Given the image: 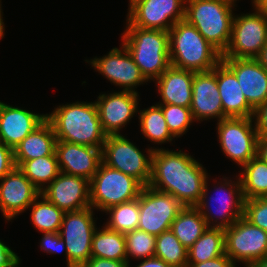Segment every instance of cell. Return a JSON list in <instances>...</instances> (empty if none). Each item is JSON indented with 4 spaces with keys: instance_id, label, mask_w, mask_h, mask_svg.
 Listing matches in <instances>:
<instances>
[{
    "instance_id": "38",
    "label": "cell",
    "mask_w": 267,
    "mask_h": 267,
    "mask_svg": "<svg viewBox=\"0 0 267 267\" xmlns=\"http://www.w3.org/2000/svg\"><path fill=\"white\" fill-rule=\"evenodd\" d=\"M40 250L47 254H61L64 251L66 257V267H68V256L65 247V242L61 238L59 232H42V238L40 239Z\"/></svg>"
},
{
    "instance_id": "21",
    "label": "cell",
    "mask_w": 267,
    "mask_h": 267,
    "mask_svg": "<svg viewBox=\"0 0 267 267\" xmlns=\"http://www.w3.org/2000/svg\"><path fill=\"white\" fill-rule=\"evenodd\" d=\"M46 120V113L12 106L0 101V141L14 148Z\"/></svg>"
},
{
    "instance_id": "48",
    "label": "cell",
    "mask_w": 267,
    "mask_h": 267,
    "mask_svg": "<svg viewBox=\"0 0 267 267\" xmlns=\"http://www.w3.org/2000/svg\"><path fill=\"white\" fill-rule=\"evenodd\" d=\"M255 6L267 14V0H255Z\"/></svg>"
},
{
    "instance_id": "44",
    "label": "cell",
    "mask_w": 267,
    "mask_h": 267,
    "mask_svg": "<svg viewBox=\"0 0 267 267\" xmlns=\"http://www.w3.org/2000/svg\"><path fill=\"white\" fill-rule=\"evenodd\" d=\"M127 267H131L130 264H127ZM135 267H171L165 263L162 259L158 257H150L142 259L140 262L135 265Z\"/></svg>"
},
{
    "instance_id": "49",
    "label": "cell",
    "mask_w": 267,
    "mask_h": 267,
    "mask_svg": "<svg viewBox=\"0 0 267 267\" xmlns=\"http://www.w3.org/2000/svg\"><path fill=\"white\" fill-rule=\"evenodd\" d=\"M252 267H267V256L257 261Z\"/></svg>"
},
{
    "instance_id": "4",
    "label": "cell",
    "mask_w": 267,
    "mask_h": 267,
    "mask_svg": "<svg viewBox=\"0 0 267 267\" xmlns=\"http://www.w3.org/2000/svg\"><path fill=\"white\" fill-rule=\"evenodd\" d=\"M223 176L218 181L217 178L212 179L214 181L211 184L212 188L209 185L210 175L207 177L201 200L196 206L208 227L226 229L243 216L245 199L240 177L237 173L235 177ZM210 192H213V196Z\"/></svg>"
},
{
    "instance_id": "1",
    "label": "cell",
    "mask_w": 267,
    "mask_h": 267,
    "mask_svg": "<svg viewBox=\"0 0 267 267\" xmlns=\"http://www.w3.org/2000/svg\"><path fill=\"white\" fill-rule=\"evenodd\" d=\"M186 151L159 148L153 150L151 179L148 186L169 193L184 207L197 206L210 173Z\"/></svg>"
},
{
    "instance_id": "9",
    "label": "cell",
    "mask_w": 267,
    "mask_h": 267,
    "mask_svg": "<svg viewBox=\"0 0 267 267\" xmlns=\"http://www.w3.org/2000/svg\"><path fill=\"white\" fill-rule=\"evenodd\" d=\"M251 13L234 14L230 43L221 59H255L266 44L267 14L252 8Z\"/></svg>"
},
{
    "instance_id": "25",
    "label": "cell",
    "mask_w": 267,
    "mask_h": 267,
    "mask_svg": "<svg viewBox=\"0 0 267 267\" xmlns=\"http://www.w3.org/2000/svg\"><path fill=\"white\" fill-rule=\"evenodd\" d=\"M56 141L52 124L46 119L14 148L15 166L18 167L23 161L56 155Z\"/></svg>"
},
{
    "instance_id": "42",
    "label": "cell",
    "mask_w": 267,
    "mask_h": 267,
    "mask_svg": "<svg viewBox=\"0 0 267 267\" xmlns=\"http://www.w3.org/2000/svg\"><path fill=\"white\" fill-rule=\"evenodd\" d=\"M187 267H238L226 254L200 263L187 264Z\"/></svg>"
},
{
    "instance_id": "2",
    "label": "cell",
    "mask_w": 267,
    "mask_h": 267,
    "mask_svg": "<svg viewBox=\"0 0 267 267\" xmlns=\"http://www.w3.org/2000/svg\"><path fill=\"white\" fill-rule=\"evenodd\" d=\"M52 124L56 139L102 149L106 139L96 102L75 101L60 104L46 113Z\"/></svg>"
},
{
    "instance_id": "37",
    "label": "cell",
    "mask_w": 267,
    "mask_h": 267,
    "mask_svg": "<svg viewBox=\"0 0 267 267\" xmlns=\"http://www.w3.org/2000/svg\"><path fill=\"white\" fill-rule=\"evenodd\" d=\"M243 217L267 232V197L244 200Z\"/></svg>"
},
{
    "instance_id": "18",
    "label": "cell",
    "mask_w": 267,
    "mask_h": 267,
    "mask_svg": "<svg viewBox=\"0 0 267 267\" xmlns=\"http://www.w3.org/2000/svg\"><path fill=\"white\" fill-rule=\"evenodd\" d=\"M190 110L195 122L228 118L223 113V106L219 94L216 78V66L205 72H194L192 83V101Z\"/></svg>"
},
{
    "instance_id": "19",
    "label": "cell",
    "mask_w": 267,
    "mask_h": 267,
    "mask_svg": "<svg viewBox=\"0 0 267 267\" xmlns=\"http://www.w3.org/2000/svg\"><path fill=\"white\" fill-rule=\"evenodd\" d=\"M90 181L63 172L40 193L64 212L79 211L90 206Z\"/></svg>"
},
{
    "instance_id": "20",
    "label": "cell",
    "mask_w": 267,
    "mask_h": 267,
    "mask_svg": "<svg viewBox=\"0 0 267 267\" xmlns=\"http://www.w3.org/2000/svg\"><path fill=\"white\" fill-rule=\"evenodd\" d=\"M55 153L60 172L91 180L102 162V149L56 141Z\"/></svg>"
},
{
    "instance_id": "10",
    "label": "cell",
    "mask_w": 267,
    "mask_h": 267,
    "mask_svg": "<svg viewBox=\"0 0 267 267\" xmlns=\"http://www.w3.org/2000/svg\"><path fill=\"white\" fill-rule=\"evenodd\" d=\"M222 153L242 168L256 156L259 135L253 117H228L216 122Z\"/></svg>"
},
{
    "instance_id": "30",
    "label": "cell",
    "mask_w": 267,
    "mask_h": 267,
    "mask_svg": "<svg viewBox=\"0 0 267 267\" xmlns=\"http://www.w3.org/2000/svg\"><path fill=\"white\" fill-rule=\"evenodd\" d=\"M238 172L245 200L267 197V163L255 156Z\"/></svg>"
},
{
    "instance_id": "26",
    "label": "cell",
    "mask_w": 267,
    "mask_h": 267,
    "mask_svg": "<svg viewBox=\"0 0 267 267\" xmlns=\"http://www.w3.org/2000/svg\"><path fill=\"white\" fill-rule=\"evenodd\" d=\"M138 122L140 133L144 139L150 141V144L159 145L174 142L175 137L168 129L165 117L162 113V108L155 104L147 108H138ZM174 140V141H173Z\"/></svg>"
},
{
    "instance_id": "6",
    "label": "cell",
    "mask_w": 267,
    "mask_h": 267,
    "mask_svg": "<svg viewBox=\"0 0 267 267\" xmlns=\"http://www.w3.org/2000/svg\"><path fill=\"white\" fill-rule=\"evenodd\" d=\"M236 9L221 0H186L184 19L223 54L230 43Z\"/></svg>"
},
{
    "instance_id": "40",
    "label": "cell",
    "mask_w": 267,
    "mask_h": 267,
    "mask_svg": "<svg viewBox=\"0 0 267 267\" xmlns=\"http://www.w3.org/2000/svg\"><path fill=\"white\" fill-rule=\"evenodd\" d=\"M15 167L13 149L0 141V180Z\"/></svg>"
},
{
    "instance_id": "50",
    "label": "cell",
    "mask_w": 267,
    "mask_h": 267,
    "mask_svg": "<svg viewBox=\"0 0 267 267\" xmlns=\"http://www.w3.org/2000/svg\"><path fill=\"white\" fill-rule=\"evenodd\" d=\"M221 1H224L228 4H231L232 6L234 7H237V1L239 2V0H221ZM251 3H252V7L255 6V0H251Z\"/></svg>"
},
{
    "instance_id": "28",
    "label": "cell",
    "mask_w": 267,
    "mask_h": 267,
    "mask_svg": "<svg viewBox=\"0 0 267 267\" xmlns=\"http://www.w3.org/2000/svg\"><path fill=\"white\" fill-rule=\"evenodd\" d=\"M100 227L96 228L92 237V257L127 261V250L124 234L111 230L104 224H102Z\"/></svg>"
},
{
    "instance_id": "46",
    "label": "cell",
    "mask_w": 267,
    "mask_h": 267,
    "mask_svg": "<svg viewBox=\"0 0 267 267\" xmlns=\"http://www.w3.org/2000/svg\"><path fill=\"white\" fill-rule=\"evenodd\" d=\"M267 70V47L264 46L255 58Z\"/></svg>"
},
{
    "instance_id": "33",
    "label": "cell",
    "mask_w": 267,
    "mask_h": 267,
    "mask_svg": "<svg viewBox=\"0 0 267 267\" xmlns=\"http://www.w3.org/2000/svg\"><path fill=\"white\" fill-rule=\"evenodd\" d=\"M107 216L104 225L114 231L126 234L138 228L139 196L137 199L110 207L104 211Z\"/></svg>"
},
{
    "instance_id": "3",
    "label": "cell",
    "mask_w": 267,
    "mask_h": 267,
    "mask_svg": "<svg viewBox=\"0 0 267 267\" xmlns=\"http://www.w3.org/2000/svg\"><path fill=\"white\" fill-rule=\"evenodd\" d=\"M121 43L131 54L142 75L150 83L171 65L169 32L133 26L127 19Z\"/></svg>"
},
{
    "instance_id": "17",
    "label": "cell",
    "mask_w": 267,
    "mask_h": 267,
    "mask_svg": "<svg viewBox=\"0 0 267 267\" xmlns=\"http://www.w3.org/2000/svg\"><path fill=\"white\" fill-rule=\"evenodd\" d=\"M40 194L33 183L15 166L0 180V213L6 222H12L26 212Z\"/></svg>"
},
{
    "instance_id": "5",
    "label": "cell",
    "mask_w": 267,
    "mask_h": 267,
    "mask_svg": "<svg viewBox=\"0 0 267 267\" xmlns=\"http://www.w3.org/2000/svg\"><path fill=\"white\" fill-rule=\"evenodd\" d=\"M168 32L171 66L205 72L221 61L222 54L185 19L175 23Z\"/></svg>"
},
{
    "instance_id": "47",
    "label": "cell",
    "mask_w": 267,
    "mask_h": 267,
    "mask_svg": "<svg viewBox=\"0 0 267 267\" xmlns=\"http://www.w3.org/2000/svg\"><path fill=\"white\" fill-rule=\"evenodd\" d=\"M3 9H2V0H0V39L2 40L5 36V22L3 19Z\"/></svg>"
},
{
    "instance_id": "43",
    "label": "cell",
    "mask_w": 267,
    "mask_h": 267,
    "mask_svg": "<svg viewBox=\"0 0 267 267\" xmlns=\"http://www.w3.org/2000/svg\"><path fill=\"white\" fill-rule=\"evenodd\" d=\"M80 267H127V261H117L99 257H91Z\"/></svg>"
},
{
    "instance_id": "11",
    "label": "cell",
    "mask_w": 267,
    "mask_h": 267,
    "mask_svg": "<svg viewBox=\"0 0 267 267\" xmlns=\"http://www.w3.org/2000/svg\"><path fill=\"white\" fill-rule=\"evenodd\" d=\"M94 211L92 207H88L64 213L59 234L65 242L68 267H80L92 257V237L98 219Z\"/></svg>"
},
{
    "instance_id": "16",
    "label": "cell",
    "mask_w": 267,
    "mask_h": 267,
    "mask_svg": "<svg viewBox=\"0 0 267 267\" xmlns=\"http://www.w3.org/2000/svg\"><path fill=\"white\" fill-rule=\"evenodd\" d=\"M139 101L140 94L131 91L100 93L95 102L103 132L106 135L121 134L132 118L138 116Z\"/></svg>"
},
{
    "instance_id": "12",
    "label": "cell",
    "mask_w": 267,
    "mask_h": 267,
    "mask_svg": "<svg viewBox=\"0 0 267 267\" xmlns=\"http://www.w3.org/2000/svg\"><path fill=\"white\" fill-rule=\"evenodd\" d=\"M224 231L225 254L236 265L239 263L244 267H252L267 256V232L243 216Z\"/></svg>"
},
{
    "instance_id": "23",
    "label": "cell",
    "mask_w": 267,
    "mask_h": 267,
    "mask_svg": "<svg viewBox=\"0 0 267 267\" xmlns=\"http://www.w3.org/2000/svg\"><path fill=\"white\" fill-rule=\"evenodd\" d=\"M194 72L169 66L154 81L161 100L156 104H171L190 108Z\"/></svg>"
},
{
    "instance_id": "39",
    "label": "cell",
    "mask_w": 267,
    "mask_h": 267,
    "mask_svg": "<svg viewBox=\"0 0 267 267\" xmlns=\"http://www.w3.org/2000/svg\"><path fill=\"white\" fill-rule=\"evenodd\" d=\"M0 239V267H19L22 259Z\"/></svg>"
},
{
    "instance_id": "32",
    "label": "cell",
    "mask_w": 267,
    "mask_h": 267,
    "mask_svg": "<svg viewBox=\"0 0 267 267\" xmlns=\"http://www.w3.org/2000/svg\"><path fill=\"white\" fill-rule=\"evenodd\" d=\"M18 168L40 192L60 174L56 155L23 161Z\"/></svg>"
},
{
    "instance_id": "34",
    "label": "cell",
    "mask_w": 267,
    "mask_h": 267,
    "mask_svg": "<svg viewBox=\"0 0 267 267\" xmlns=\"http://www.w3.org/2000/svg\"><path fill=\"white\" fill-rule=\"evenodd\" d=\"M187 251L171 230L156 236L155 257L171 267H187Z\"/></svg>"
},
{
    "instance_id": "27",
    "label": "cell",
    "mask_w": 267,
    "mask_h": 267,
    "mask_svg": "<svg viewBox=\"0 0 267 267\" xmlns=\"http://www.w3.org/2000/svg\"><path fill=\"white\" fill-rule=\"evenodd\" d=\"M208 228L196 206L183 207L171 224L170 230L181 244L189 249Z\"/></svg>"
},
{
    "instance_id": "45",
    "label": "cell",
    "mask_w": 267,
    "mask_h": 267,
    "mask_svg": "<svg viewBox=\"0 0 267 267\" xmlns=\"http://www.w3.org/2000/svg\"><path fill=\"white\" fill-rule=\"evenodd\" d=\"M256 157L267 163V138L259 137L257 141Z\"/></svg>"
},
{
    "instance_id": "24",
    "label": "cell",
    "mask_w": 267,
    "mask_h": 267,
    "mask_svg": "<svg viewBox=\"0 0 267 267\" xmlns=\"http://www.w3.org/2000/svg\"><path fill=\"white\" fill-rule=\"evenodd\" d=\"M216 78L227 117H253L255 109L247 102L235 74L220 61L216 65Z\"/></svg>"
},
{
    "instance_id": "13",
    "label": "cell",
    "mask_w": 267,
    "mask_h": 267,
    "mask_svg": "<svg viewBox=\"0 0 267 267\" xmlns=\"http://www.w3.org/2000/svg\"><path fill=\"white\" fill-rule=\"evenodd\" d=\"M184 206L171 194L144 186L139 193V230L158 236L170 230Z\"/></svg>"
},
{
    "instance_id": "29",
    "label": "cell",
    "mask_w": 267,
    "mask_h": 267,
    "mask_svg": "<svg viewBox=\"0 0 267 267\" xmlns=\"http://www.w3.org/2000/svg\"><path fill=\"white\" fill-rule=\"evenodd\" d=\"M225 254V231L208 227L187 251V264L200 263Z\"/></svg>"
},
{
    "instance_id": "7",
    "label": "cell",
    "mask_w": 267,
    "mask_h": 267,
    "mask_svg": "<svg viewBox=\"0 0 267 267\" xmlns=\"http://www.w3.org/2000/svg\"><path fill=\"white\" fill-rule=\"evenodd\" d=\"M155 149H159V146H148L146 151L141 150L126 134L107 135L102 147V162L135 178L144 187L151 179L152 154Z\"/></svg>"
},
{
    "instance_id": "14",
    "label": "cell",
    "mask_w": 267,
    "mask_h": 267,
    "mask_svg": "<svg viewBox=\"0 0 267 267\" xmlns=\"http://www.w3.org/2000/svg\"><path fill=\"white\" fill-rule=\"evenodd\" d=\"M119 46L113 47L106 55L86 59L85 62L122 91L139 93L137 87L148 81L125 46L122 43Z\"/></svg>"
},
{
    "instance_id": "31",
    "label": "cell",
    "mask_w": 267,
    "mask_h": 267,
    "mask_svg": "<svg viewBox=\"0 0 267 267\" xmlns=\"http://www.w3.org/2000/svg\"><path fill=\"white\" fill-rule=\"evenodd\" d=\"M27 210H31L30 220L38 232H59L65 212L42 194L34 200Z\"/></svg>"
},
{
    "instance_id": "36",
    "label": "cell",
    "mask_w": 267,
    "mask_h": 267,
    "mask_svg": "<svg viewBox=\"0 0 267 267\" xmlns=\"http://www.w3.org/2000/svg\"><path fill=\"white\" fill-rule=\"evenodd\" d=\"M162 108L167 126L177 139L183 137L195 122L190 108L171 104H158Z\"/></svg>"
},
{
    "instance_id": "41",
    "label": "cell",
    "mask_w": 267,
    "mask_h": 267,
    "mask_svg": "<svg viewBox=\"0 0 267 267\" xmlns=\"http://www.w3.org/2000/svg\"><path fill=\"white\" fill-rule=\"evenodd\" d=\"M253 119L259 137L267 138V101L255 109Z\"/></svg>"
},
{
    "instance_id": "35",
    "label": "cell",
    "mask_w": 267,
    "mask_h": 267,
    "mask_svg": "<svg viewBox=\"0 0 267 267\" xmlns=\"http://www.w3.org/2000/svg\"><path fill=\"white\" fill-rule=\"evenodd\" d=\"M124 236L127 250V264L132 266V258V261H140L155 256L156 236L139 229L128 232Z\"/></svg>"
},
{
    "instance_id": "22",
    "label": "cell",
    "mask_w": 267,
    "mask_h": 267,
    "mask_svg": "<svg viewBox=\"0 0 267 267\" xmlns=\"http://www.w3.org/2000/svg\"><path fill=\"white\" fill-rule=\"evenodd\" d=\"M235 74L247 102L256 109L267 101V70L248 58L221 59Z\"/></svg>"
},
{
    "instance_id": "8",
    "label": "cell",
    "mask_w": 267,
    "mask_h": 267,
    "mask_svg": "<svg viewBox=\"0 0 267 267\" xmlns=\"http://www.w3.org/2000/svg\"><path fill=\"white\" fill-rule=\"evenodd\" d=\"M142 188L135 178L101 162L90 180V206L102 214L112 206L137 199Z\"/></svg>"
},
{
    "instance_id": "15",
    "label": "cell",
    "mask_w": 267,
    "mask_h": 267,
    "mask_svg": "<svg viewBox=\"0 0 267 267\" xmlns=\"http://www.w3.org/2000/svg\"><path fill=\"white\" fill-rule=\"evenodd\" d=\"M186 0H131L126 19L135 27L169 31L184 20Z\"/></svg>"
}]
</instances>
